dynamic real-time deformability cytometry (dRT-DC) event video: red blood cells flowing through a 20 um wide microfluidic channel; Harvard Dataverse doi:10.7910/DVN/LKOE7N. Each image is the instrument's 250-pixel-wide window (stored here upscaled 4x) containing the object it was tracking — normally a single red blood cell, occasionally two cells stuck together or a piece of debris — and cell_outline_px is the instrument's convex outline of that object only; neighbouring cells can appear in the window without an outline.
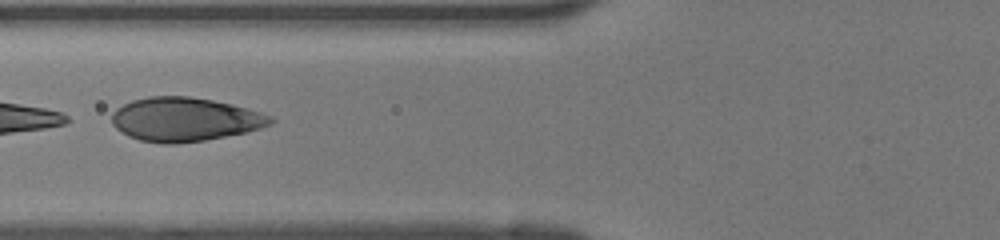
{"species": "human", "species_latin": "Homo sapiens", "temperature_condition": "room temperature", "stored_images_in_passage": 22, "camera_frame_rate_fps": 3000, "um_per_image_px": 0.085, "donor": {"sex": "female"}, "frame": {"image": 1, "passage_image": 19, "time_ms": 6.0, "image_size_px": [1000, 240], "cell_outline_px": [[276, 120], [272, 124], [260, 128], [244, 132], [204, 140], [176, 144], [164, 144], [140, 140], [128, 136], [116, 128], [112, 124], [112, 112], [116, 108], [132, 100], [148, 96], [188, 96], [212, 100], [232, 104], [260, 112], [272, 116]], "centroid_in_image_um": [15.69, 10.14], "position_along_channel_um": 110.1, "area_um2": 40.52}}